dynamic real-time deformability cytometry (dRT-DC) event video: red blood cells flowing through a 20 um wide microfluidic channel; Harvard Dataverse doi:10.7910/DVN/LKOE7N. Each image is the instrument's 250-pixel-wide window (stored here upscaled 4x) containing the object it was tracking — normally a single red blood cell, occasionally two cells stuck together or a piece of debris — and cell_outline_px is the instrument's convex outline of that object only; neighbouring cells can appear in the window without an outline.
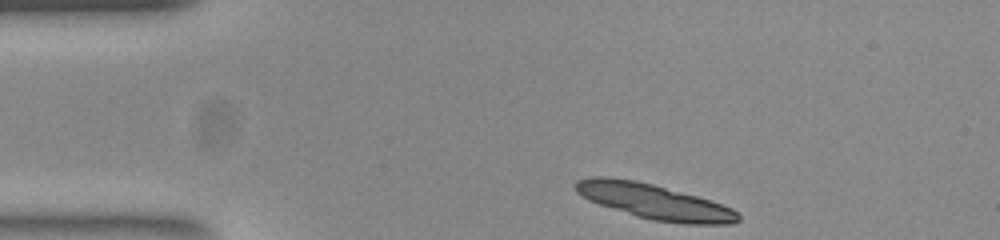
{"species": "common noctule bat (a hibernating species)", "species_latin": "Nyctalus noctula", "temperature_condition": "room temperature", "stored_images_in_passage": 33, "camera_frame_rate_fps": 3000, "um_per_image_px": 0.085, "animal": {"sex": "female", "body_mass_g": 23.0, "forearm_length_mm": 53.4}, "frame": {"image": 1, "passage_image": 1, "time_ms": 0.0, "image_size_px": [1000, 240], "cell_outline_px": [[740, 220], [732, 224], [688, 224], [652, 220], [636, 216], [588, 200], [580, 196], [576, 192], [576, 180], [592, 176], [608, 176], [636, 180], [652, 184], [696, 196], [732, 208], [740, 216]], "centroid_in_image_um": [55.57, 17.13], "position_along_channel_um": 29.4, "area_um2": 33.0}}
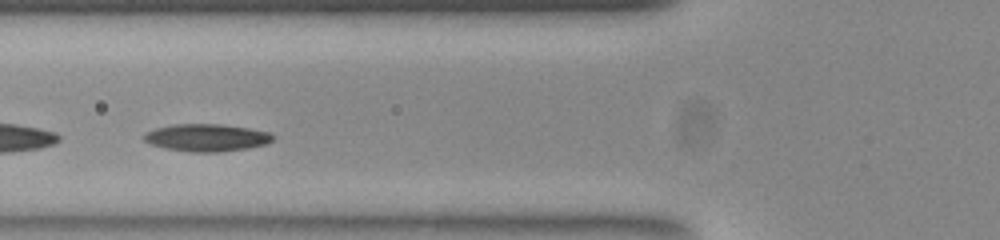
{"frame": {"image": 2, "passage_image": 12, "time_ms": 3.667, "image_size_px": [1000, 240], "cell_outline_px": [[276, 136], [272, 140], [264, 144], [248, 148], [216, 152], [188, 152], [164, 148], [152, 144], [144, 140], [144, 136], [148, 132], [156, 128], [176, 124], [220, 124], [248, 128], [268, 132]], "centroid_in_image_um": [17.57, 11.7], "position_along_channel_um": 108.2, "area_um2": 20.35}}
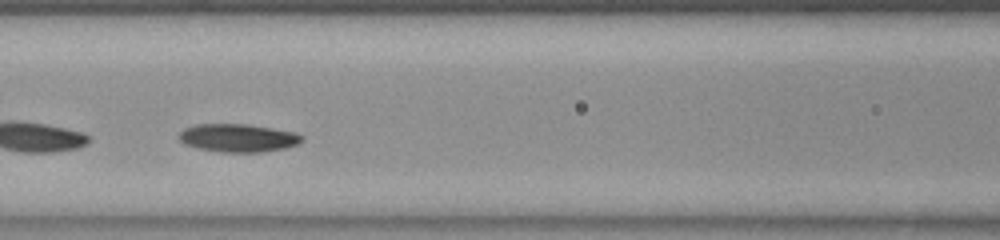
{"frame": {"image": 3, "passage_image": 15, "time_ms": 4.667, "image_size_px": [1000, 240], "cell_outline_px": [[304, 140], [300, 144], [284, 148], [264, 152], [220, 152], [196, 148], [184, 144], [180, 140], [180, 132], [184, 128], [196, 124], [248, 124], [296, 132], [304, 136]], "centroid_in_image_um": [20.27, 11.72], "position_along_channel_um": 146.3, "area_um2": 20.35}, "authors_computed_cell_mechanics": {"area_um2": 19.941, "velocity_mm_per_s": 3.8078, "shape_relaxation_time_tau1_ms": 2.7176, "shape_relaxation_time_tau2_ms": null, "deformation_change_tau1": 0.0886, "deformation_change_tau2": null}}